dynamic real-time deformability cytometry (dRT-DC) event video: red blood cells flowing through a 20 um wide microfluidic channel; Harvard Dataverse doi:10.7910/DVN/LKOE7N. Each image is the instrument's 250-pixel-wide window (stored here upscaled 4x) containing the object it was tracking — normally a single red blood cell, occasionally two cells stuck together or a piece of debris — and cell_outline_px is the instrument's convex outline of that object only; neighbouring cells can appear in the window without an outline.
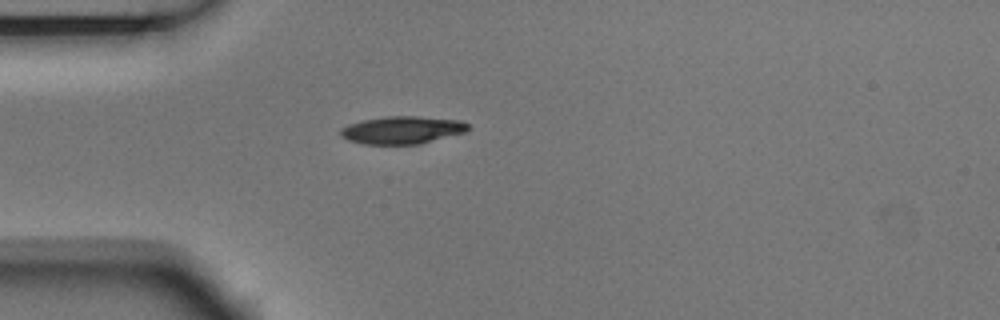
{"species": "Egyptian fruit bat (a non-hibernating species)", "species_latin": "Rousettus aegyptiacus", "temperature_condition": "room temperature", "stored_images_in_passage": 3, "camera_frame_rate_fps": 3000, "um_per_image_px": 0.085, "animal": {"sex": "male"}, "frame": {"image": 1, "passage_image": 3, "time_ms": 0.667, "image_size_px": [1000, 320], "cell_outline_px": [[468, 128], [464, 132], [420, 144], [364, 144], [348, 140], [340, 136], [340, 128], [348, 124], [364, 120], [388, 116], [416, 116], [460, 120], [468, 124]], "centroid_in_image_um": [34.15, 11.05], "position_along_channel_um": 50.9, "area_um2": 20.4}}